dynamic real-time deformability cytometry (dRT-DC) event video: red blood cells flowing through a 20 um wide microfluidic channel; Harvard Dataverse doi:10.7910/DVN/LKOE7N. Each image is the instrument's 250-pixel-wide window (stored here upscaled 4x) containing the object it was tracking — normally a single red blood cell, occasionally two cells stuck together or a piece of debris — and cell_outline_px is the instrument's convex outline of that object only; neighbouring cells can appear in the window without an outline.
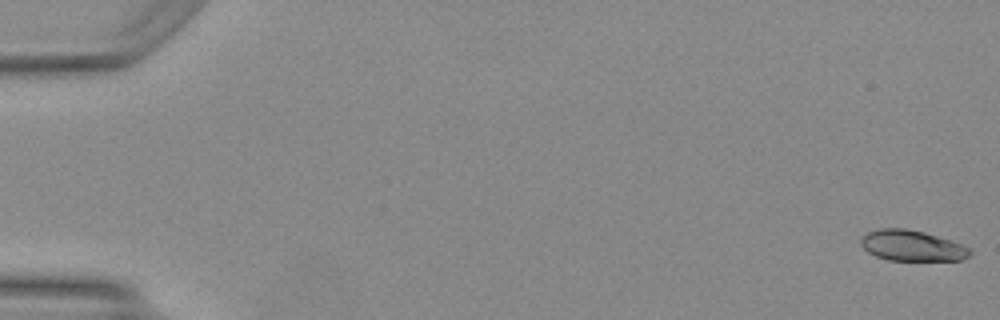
{"species": "Egyptian fruit bat (a non-hibernating species)", "species_latin": "Rousettus aegyptiacus", "temperature_condition": "warm", "stored_images_in_passage": 50, "camera_frame_rate_fps": 3000, "um_per_image_px": 0.085, "animal": {"sex": "female"}, "frame": {"image": 1, "passage_image": 1, "time_ms": 0.0, "image_size_px": [1000, 320], "cell_outline_px": [[972, 252], [968, 256], [960, 260], [888, 260], [876, 256], [868, 252], [860, 244], [860, 240], [868, 232], [880, 228], [904, 228], [924, 232], [972, 248]], "centroid_in_image_um": [77.5, 20.88], "position_along_channel_um": 7.5, "area_um2": 19.31}}
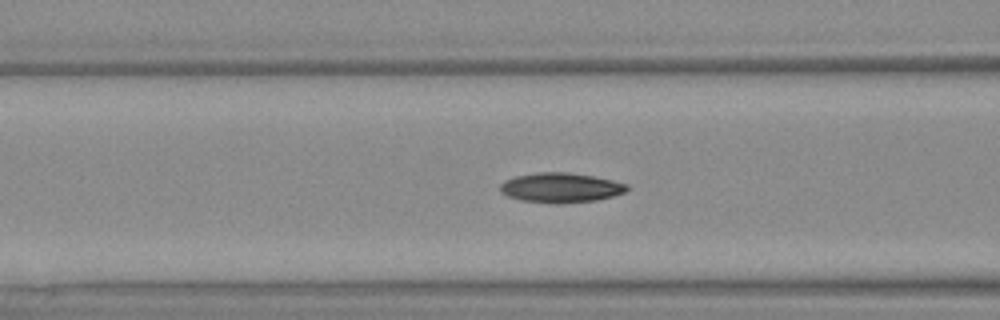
{"frame": {"image": 2, "passage_image": 21, "time_ms": 6.667, "image_size_px": [1000, 320], "cell_outline_px": [[628, 188], [624, 192], [612, 196], [596, 200], [560, 204], [520, 200], [508, 196], [500, 192], [500, 184], [504, 180], [516, 176], [540, 172], [568, 172], [592, 176], [612, 180], [628, 184]], "centroid_in_image_um": [47.64, 15.95], "position_along_channel_um": 119.0, "area_um2": 21.91}}
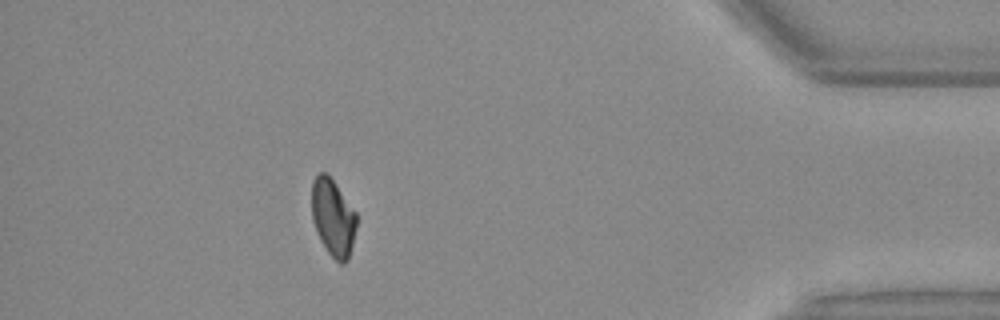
{"frame": {"image": 3, "passage_image": 45, "time_ms": 14.667, "image_size_px": [1000, 320], "cell_outline_px": [[356, 228], [348, 260], [344, 264], [340, 264], [328, 252], [320, 240], [312, 220], [312, 180], [320, 172], [324, 172], [336, 184], [356, 212]], "centroid_in_image_um": [28.3, 18.5], "position_along_channel_um": 406.9, "area_um2": 20.0}, "authors_computed_cell_mechanics": {"area_um2": 20.7791, "velocity_mm_per_s": 4.1806, "shape_relaxation_time_tau1_ms": 7.5884, "shape_relaxation_time_tau2_ms": null, "deformation_change_tau1": 0.2016, "deformation_change_tau2": null}}